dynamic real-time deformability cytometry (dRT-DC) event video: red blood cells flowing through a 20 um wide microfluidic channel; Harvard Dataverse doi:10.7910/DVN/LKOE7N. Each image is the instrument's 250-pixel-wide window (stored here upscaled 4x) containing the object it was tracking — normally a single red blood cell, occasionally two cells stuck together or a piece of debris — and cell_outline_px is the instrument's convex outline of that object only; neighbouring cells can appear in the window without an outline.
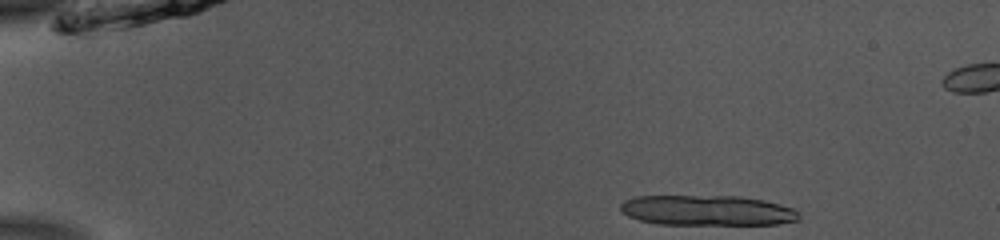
{"species": "common noctule bat (a hibernating species)", "species_latin": "Nyctalus noctula", "temperature_condition": "room temperature", "stored_images_in_passage": 9, "camera_frame_rate_fps": 3000, "um_per_image_px": 0.085, "animal": {"sex": "male", "body_mass_g": 13.0, "forearm_length_mm": 53.1}, "frame": {"image": 1, "passage_image": 1, "time_ms": 0.0, "image_size_px": [1000, 240], "cell_outline_px": [[800, 220], [780, 224], [660, 224], [640, 220], [628, 216], [620, 208], [620, 204], [624, 200], [636, 196], [740, 196], [764, 200], [780, 204], [792, 208], [800, 212]], "centroid_in_image_um": [60.16, 17.88], "position_along_channel_um": 24.8, "area_um2": 31.56}}